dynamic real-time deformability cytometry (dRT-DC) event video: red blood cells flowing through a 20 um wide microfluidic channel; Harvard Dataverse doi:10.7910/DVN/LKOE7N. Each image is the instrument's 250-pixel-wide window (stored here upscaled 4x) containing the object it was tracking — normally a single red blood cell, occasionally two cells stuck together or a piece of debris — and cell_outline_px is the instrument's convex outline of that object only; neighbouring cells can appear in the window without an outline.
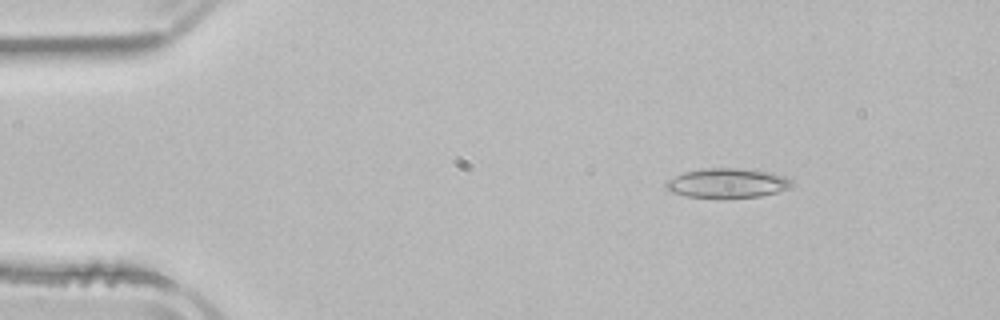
{"species": "common noctule bat (a hibernating species)", "species_latin": "Nyctalus noctula", "temperature_condition": "room temperature", "stored_images_in_passage": 4, "camera_frame_rate_fps": 3000, "um_per_image_px": 0.085, "animal": {"sex": "male", "body_mass_g": 21.5, "forearm_length_mm": 52.0}, "frame": {"image": 1, "passage_image": 1, "time_ms": 0.0, "image_size_px": [1000, 320], "cell_outline_px": [[796, 184], [788, 188], [776, 192], [760, 196], [688, 196], [672, 192], [664, 188], [664, 184], [668, 180], [684, 172], [704, 168], [744, 168], [772, 172], [784, 176], [792, 180]], "centroid_in_image_um": [61.86, 15.52], "position_along_channel_um": 23.1, "area_um2": 21.27}}
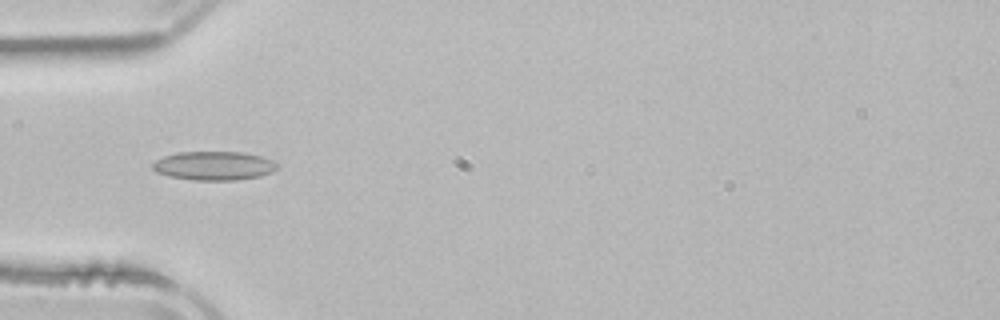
{"frame": {"image": 2, "passage_image": 3, "time_ms": 3.0, "image_size_px": [1000, 320], "cell_outline_px": [[280, 168], [272, 172], [260, 176], [236, 180], [196, 180], [168, 176], [156, 172], [152, 168], [152, 164], [156, 160], [164, 156], [176, 152], [244, 152], [260, 156], [272, 160]], "centroid_in_image_um": [18.19, 14.09], "position_along_channel_um": 66.8, "area_um2": 20.98}}
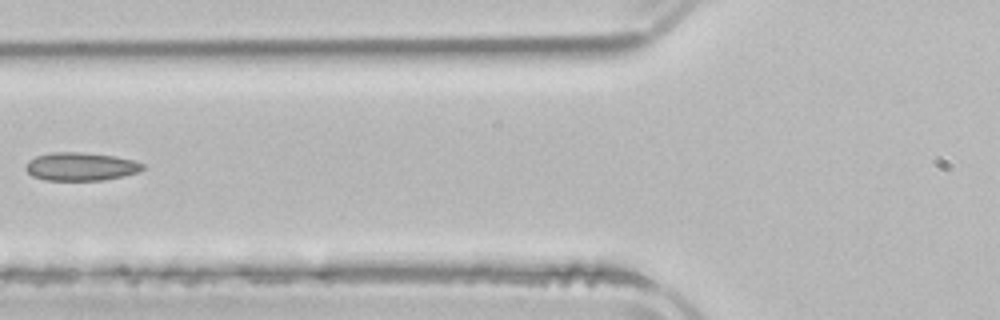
{"frame": {"image": 3, "passage_image": 4, "time_ms": 4.333, "image_size_px": [1000, 320], "cell_outline_px": [[144, 168], [140, 172], [124, 176], [104, 180], [44, 180], [32, 176], [24, 168], [28, 160], [36, 156], [52, 152], [80, 152], [116, 156], [132, 160], [144, 164]], "centroid_in_image_um": [6.86, 14.16], "position_along_channel_um": 118.9, "area_um2": 19.36}}